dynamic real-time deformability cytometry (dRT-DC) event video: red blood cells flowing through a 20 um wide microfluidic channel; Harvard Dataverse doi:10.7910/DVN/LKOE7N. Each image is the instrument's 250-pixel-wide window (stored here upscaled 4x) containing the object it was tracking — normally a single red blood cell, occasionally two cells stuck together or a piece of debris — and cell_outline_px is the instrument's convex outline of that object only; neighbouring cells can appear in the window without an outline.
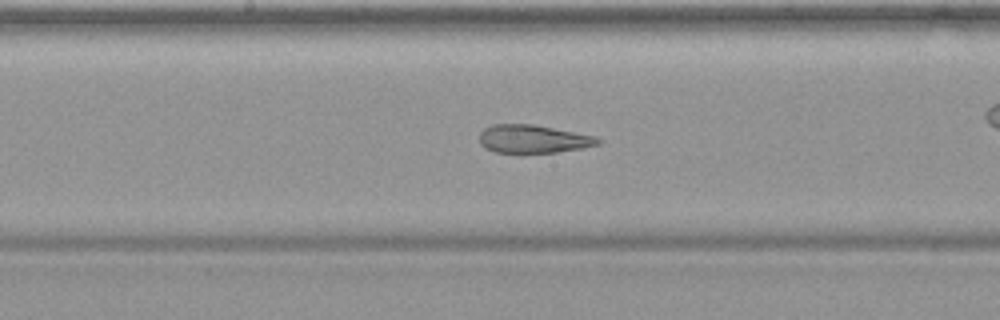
{"species": "common noctule bat (a hibernating species)", "species_latin": "Nyctalus noctula", "temperature_condition": "warm", "stored_images_in_passage": 45, "camera_frame_rate_fps": 3000, "um_per_image_px": 0.085, "animal": {"sex": "female", "body_mass_g": 19.9}, "frame": {"image": 1, "passage_image": 20, "time_ms": 6.333, "image_size_px": [1000, 320], "cell_outline_px": [[600, 144], [580, 148], [556, 152], [520, 156], [496, 152], [484, 148], [480, 144], [480, 132], [484, 128], [492, 124], [532, 124], [596, 136], [600, 140]], "centroid_in_image_um": [45.25, 11.85], "position_along_channel_um": 202.9, "area_um2": 20.11}}